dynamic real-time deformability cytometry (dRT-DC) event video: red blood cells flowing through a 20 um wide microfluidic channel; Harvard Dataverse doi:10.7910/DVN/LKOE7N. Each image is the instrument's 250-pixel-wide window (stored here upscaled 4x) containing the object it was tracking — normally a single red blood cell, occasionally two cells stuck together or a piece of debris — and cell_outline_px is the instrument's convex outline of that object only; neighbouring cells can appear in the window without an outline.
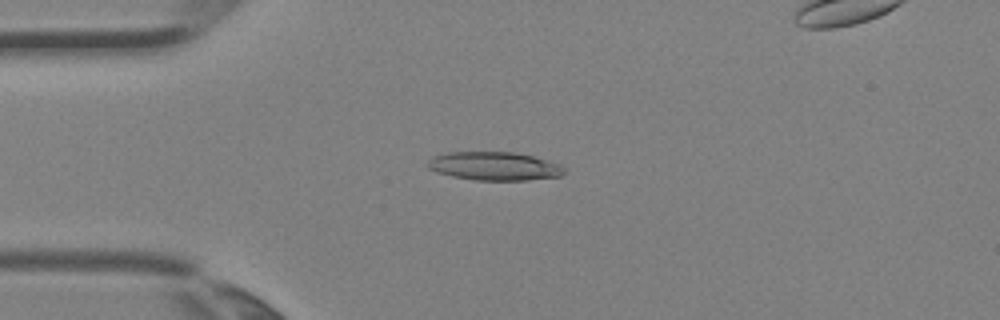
{"species": "Egyptian fruit bat (a non-hibernating species)", "species_latin": "Rousettus aegyptiacus", "temperature_condition": "room temperature", "stored_images_in_passage": 4, "camera_frame_rate_fps": 3000, "um_per_image_px": 0.085, "animal": {"sex": "female"}, "frame": {"image": 1, "passage_image": 3, "time_ms": 0.667, "image_size_px": [1000, 320], "cell_outline_px": [[564, 172], [560, 176], [528, 180], [476, 180], [452, 176], [436, 172], [428, 168], [424, 164], [432, 156], [448, 152], [512, 152], [532, 156], [560, 164], [564, 168]], "centroid_in_image_um": [41.96, 14.12], "position_along_channel_um": 43.0, "area_um2": 22.66}}